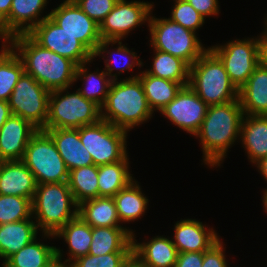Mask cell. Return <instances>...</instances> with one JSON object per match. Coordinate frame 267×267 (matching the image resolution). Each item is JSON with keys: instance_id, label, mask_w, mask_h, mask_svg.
I'll list each match as a JSON object with an SVG mask.
<instances>
[{"instance_id": "obj_24", "label": "cell", "mask_w": 267, "mask_h": 267, "mask_svg": "<svg viewBox=\"0 0 267 267\" xmlns=\"http://www.w3.org/2000/svg\"><path fill=\"white\" fill-rule=\"evenodd\" d=\"M244 115L267 116V68L258 65L239 90Z\"/></svg>"}, {"instance_id": "obj_43", "label": "cell", "mask_w": 267, "mask_h": 267, "mask_svg": "<svg viewBox=\"0 0 267 267\" xmlns=\"http://www.w3.org/2000/svg\"><path fill=\"white\" fill-rule=\"evenodd\" d=\"M203 252L178 253L174 267H202Z\"/></svg>"}, {"instance_id": "obj_31", "label": "cell", "mask_w": 267, "mask_h": 267, "mask_svg": "<svg viewBox=\"0 0 267 267\" xmlns=\"http://www.w3.org/2000/svg\"><path fill=\"white\" fill-rule=\"evenodd\" d=\"M152 68L145 72L154 77L175 81L183 86L189 84L190 66L181 58L159 50H154Z\"/></svg>"}, {"instance_id": "obj_12", "label": "cell", "mask_w": 267, "mask_h": 267, "mask_svg": "<svg viewBox=\"0 0 267 267\" xmlns=\"http://www.w3.org/2000/svg\"><path fill=\"white\" fill-rule=\"evenodd\" d=\"M28 34L42 47L72 60L77 66L95 59L75 36L64 31L50 17L45 18Z\"/></svg>"}, {"instance_id": "obj_8", "label": "cell", "mask_w": 267, "mask_h": 267, "mask_svg": "<svg viewBox=\"0 0 267 267\" xmlns=\"http://www.w3.org/2000/svg\"><path fill=\"white\" fill-rule=\"evenodd\" d=\"M22 161L33 173L37 185L68 182L69 171L45 130L38 129L32 135Z\"/></svg>"}, {"instance_id": "obj_44", "label": "cell", "mask_w": 267, "mask_h": 267, "mask_svg": "<svg viewBox=\"0 0 267 267\" xmlns=\"http://www.w3.org/2000/svg\"><path fill=\"white\" fill-rule=\"evenodd\" d=\"M261 35L257 37L259 65L267 68V30L264 29Z\"/></svg>"}, {"instance_id": "obj_38", "label": "cell", "mask_w": 267, "mask_h": 267, "mask_svg": "<svg viewBox=\"0 0 267 267\" xmlns=\"http://www.w3.org/2000/svg\"><path fill=\"white\" fill-rule=\"evenodd\" d=\"M174 2L175 4L173 5L169 19L197 33L196 30L203 26L206 18L196 11L186 0H174Z\"/></svg>"}, {"instance_id": "obj_18", "label": "cell", "mask_w": 267, "mask_h": 267, "mask_svg": "<svg viewBox=\"0 0 267 267\" xmlns=\"http://www.w3.org/2000/svg\"><path fill=\"white\" fill-rule=\"evenodd\" d=\"M174 231L172 242L178 253L204 252L220 240L215 230L207 229L206 225L196 219L178 221Z\"/></svg>"}, {"instance_id": "obj_26", "label": "cell", "mask_w": 267, "mask_h": 267, "mask_svg": "<svg viewBox=\"0 0 267 267\" xmlns=\"http://www.w3.org/2000/svg\"><path fill=\"white\" fill-rule=\"evenodd\" d=\"M55 238H63L68 244V259L61 262L63 267H68L78 257L88 255L92 242V227L80 216L67 222L56 234ZM68 262V263H67Z\"/></svg>"}, {"instance_id": "obj_49", "label": "cell", "mask_w": 267, "mask_h": 267, "mask_svg": "<svg viewBox=\"0 0 267 267\" xmlns=\"http://www.w3.org/2000/svg\"><path fill=\"white\" fill-rule=\"evenodd\" d=\"M63 254L59 248H56V257L45 267H63L61 264Z\"/></svg>"}, {"instance_id": "obj_46", "label": "cell", "mask_w": 267, "mask_h": 267, "mask_svg": "<svg viewBox=\"0 0 267 267\" xmlns=\"http://www.w3.org/2000/svg\"><path fill=\"white\" fill-rule=\"evenodd\" d=\"M12 115L8 101L0 100V128Z\"/></svg>"}, {"instance_id": "obj_3", "label": "cell", "mask_w": 267, "mask_h": 267, "mask_svg": "<svg viewBox=\"0 0 267 267\" xmlns=\"http://www.w3.org/2000/svg\"><path fill=\"white\" fill-rule=\"evenodd\" d=\"M138 76L136 74L125 80L112 81L106 100L101 106V120L128 132L152 117L154 112Z\"/></svg>"}, {"instance_id": "obj_5", "label": "cell", "mask_w": 267, "mask_h": 267, "mask_svg": "<svg viewBox=\"0 0 267 267\" xmlns=\"http://www.w3.org/2000/svg\"><path fill=\"white\" fill-rule=\"evenodd\" d=\"M188 85L208 106L239 99V90L231 82L223 62L209 47L190 66Z\"/></svg>"}, {"instance_id": "obj_27", "label": "cell", "mask_w": 267, "mask_h": 267, "mask_svg": "<svg viewBox=\"0 0 267 267\" xmlns=\"http://www.w3.org/2000/svg\"><path fill=\"white\" fill-rule=\"evenodd\" d=\"M78 216L91 227H122L113 197H96L81 202Z\"/></svg>"}, {"instance_id": "obj_30", "label": "cell", "mask_w": 267, "mask_h": 267, "mask_svg": "<svg viewBox=\"0 0 267 267\" xmlns=\"http://www.w3.org/2000/svg\"><path fill=\"white\" fill-rule=\"evenodd\" d=\"M138 78L143 85L146 99L153 112L163 109L183 87L181 83L154 77L145 71L139 73Z\"/></svg>"}, {"instance_id": "obj_33", "label": "cell", "mask_w": 267, "mask_h": 267, "mask_svg": "<svg viewBox=\"0 0 267 267\" xmlns=\"http://www.w3.org/2000/svg\"><path fill=\"white\" fill-rule=\"evenodd\" d=\"M90 62L91 61L85 62L77 66L75 82L78 79L83 80L84 83L86 82V84L83 83V85L85 86L82 85V87L84 88H78L77 90L86 99L94 101L101 107L106 100L113 80L106 74L104 70L99 72V70L97 69L96 72L94 71V73H89L86 64L88 65V63Z\"/></svg>"}, {"instance_id": "obj_2", "label": "cell", "mask_w": 267, "mask_h": 267, "mask_svg": "<svg viewBox=\"0 0 267 267\" xmlns=\"http://www.w3.org/2000/svg\"><path fill=\"white\" fill-rule=\"evenodd\" d=\"M244 111L240 100L208 106L206 116L199 131L203 161L209 167L220 166L228 149L240 137Z\"/></svg>"}, {"instance_id": "obj_36", "label": "cell", "mask_w": 267, "mask_h": 267, "mask_svg": "<svg viewBox=\"0 0 267 267\" xmlns=\"http://www.w3.org/2000/svg\"><path fill=\"white\" fill-rule=\"evenodd\" d=\"M116 43H118L117 45H119V46L117 47L116 50H114V49L112 50L115 53V55L118 56L120 60H122V58H123V60H124V58H125V60H126V58H129L128 59L129 61H125V63H123L122 67L119 66V64H118V66L112 65L113 62H117V59H116V57H115L116 61H114L115 59H113V60L110 59V58H112V56L114 57V53L111 52L110 50H107V47L110 44L113 45ZM103 53H107V55H110V56H107V58H109V57L110 58L107 60L105 59V61H104L105 62V70H106L105 72L113 81L118 79L117 74H120V73L127 71V70L131 71L133 69V67H135V65L138 67H140V66L143 67V64H142L143 62L136 55V52L129 50V48H127L125 45H122V42L120 40H101V42L98 45L97 51L94 54V58L97 56L100 57L101 55H104ZM120 64H122V63H120ZM115 69H116V71L118 70V73L112 74L113 70L115 71Z\"/></svg>"}, {"instance_id": "obj_1", "label": "cell", "mask_w": 267, "mask_h": 267, "mask_svg": "<svg viewBox=\"0 0 267 267\" xmlns=\"http://www.w3.org/2000/svg\"><path fill=\"white\" fill-rule=\"evenodd\" d=\"M5 43H9L21 59L24 72L49 91L70 88L74 84L77 65L42 47L28 33L14 35Z\"/></svg>"}, {"instance_id": "obj_9", "label": "cell", "mask_w": 267, "mask_h": 267, "mask_svg": "<svg viewBox=\"0 0 267 267\" xmlns=\"http://www.w3.org/2000/svg\"><path fill=\"white\" fill-rule=\"evenodd\" d=\"M79 137L96 166L119 162L128 154L127 131L104 120L80 127Z\"/></svg>"}, {"instance_id": "obj_47", "label": "cell", "mask_w": 267, "mask_h": 267, "mask_svg": "<svg viewBox=\"0 0 267 267\" xmlns=\"http://www.w3.org/2000/svg\"><path fill=\"white\" fill-rule=\"evenodd\" d=\"M120 267H147L135 254L132 252Z\"/></svg>"}, {"instance_id": "obj_37", "label": "cell", "mask_w": 267, "mask_h": 267, "mask_svg": "<svg viewBox=\"0 0 267 267\" xmlns=\"http://www.w3.org/2000/svg\"><path fill=\"white\" fill-rule=\"evenodd\" d=\"M33 217L31 199L14 195H0V225Z\"/></svg>"}, {"instance_id": "obj_6", "label": "cell", "mask_w": 267, "mask_h": 267, "mask_svg": "<svg viewBox=\"0 0 267 267\" xmlns=\"http://www.w3.org/2000/svg\"><path fill=\"white\" fill-rule=\"evenodd\" d=\"M68 89L50 91L48 117L43 129H77L101 120V107L99 105L86 99L78 90L75 93H70Z\"/></svg>"}, {"instance_id": "obj_21", "label": "cell", "mask_w": 267, "mask_h": 267, "mask_svg": "<svg viewBox=\"0 0 267 267\" xmlns=\"http://www.w3.org/2000/svg\"><path fill=\"white\" fill-rule=\"evenodd\" d=\"M133 234V252L147 267H174L178 251L172 239L156 236L148 242L138 243Z\"/></svg>"}, {"instance_id": "obj_7", "label": "cell", "mask_w": 267, "mask_h": 267, "mask_svg": "<svg viewBox=\"0 0 267 267\" xmlns=\"http://www.w3.org/2000/svg\"><path fill=\"white\" fill-rule=\"evenodd\" d=\"M150 45L159 50L181 58L189 66L194 64L207 50L197 34L169 18H156L150 14Z\"/></svg>"}, {"instance_id": "obj_16", "label": "cell", "mask_w": 267, "mask_h": 267, "mask_svg": "<svg viewBox=\"0 0 267 267\" xmlns=\"http://www.w3.org/2000/svg\"><path fill=\"white\" fill-rule=\"evenodd\" d=\"M47 3V0H12L10 13L2 21V42H6L14 35L29 33L45 18L50 17L48 13L39 18Z\"/></svg>"}, {"instance_id": "obj_11", "label": "cell", "mask_w": 267, "mask_h": 267, "mask_svg": "<svg viewBox=\"0 0 267 267\" xmlns=\"http://www.w3.org/2000/svg\"><path fill=\"white\" fill-rule=\"evenodd\" d=\"M223 62L231 82L238 90L259 65L257 38L236 39L224 45L209 47Z\"/></svg>"}, {"instance_id": "obj_17", "label": "cell", "mask_w": 267, "mask_h": 267, "mask_svg": "<svg viewBox=\"0 0 267 267\" xmlns=\"http://www.w3.org/2000/svg\"><path fill=\"white\" fill-rule=\"evenodd\" d=\"M37 130L29 121L12 114L0 128L2 160H22L27 144Z\"/></svg>"}, {"instance_id": "obj_39", "label": "cell", "mask_w": 267, "mask_h": 267, "mask_svg": "<svg viewBox=\"0 0 267 267\" xmlns=\"http://www.w3.org/2000/svg\"><path fill=\"white\" fill-rule=\"evenodd\" d=\"M132 252H112L106 255H84L68 267H120Z\"/></svg>"}, {"instance_id": "obj_34", "label": "cell", "mask_w": 267, "mask_h": 267, "mask_svg": "<svg viewBox=\"0 0 267 267\" xmlns=\"http://www.w3.org/2000/svg\"><path fill=\"white\" fill-rule=\"evenodd\" d=\"M2 44L0 50V100L8 101L16 83L24 72V66L8 43L3 42Z\"/></svg>"}, {"instance_id": "obj_15", "label": "cell", "mask_w": 267, "mask_h": 267, "mask_svg": "<svg viewBox=\"0 0 267 267\" xmlns=\"http://www.w3.org/2000/svg\"><path fill=\"white\" fill-rule=\"evenodd\" d=\"M207 108L208 105L187 85L160 112L173 125L194 136L202 125Z\"/></svg>"}, {"instance_id": "obj_14", "label": "cell", "mask_w": 267, "mask_h": 267, "mask_svg": "<svg viewBox=\"0 0 267 267\" xmlns=\"http://www.w3.org/2000/svg\"><path fill=\"white\" fill-rule=\"evenodd\" d=\"M50 18L64 31L75 36L93 55L96 53L102 40L99 24L83 12L74 0H65L51 10Z\"/></svg>"}, {"instance_id": "obj_32", "label": "cell", "mask_w": 267, "mask_h": 267, "mask_svg": "<svg viewBox=\"0 0 267 267\" xmlns=\"http://www.w3.org/2000/svg\"><path fill=\"white\" fill-rule=\"evenodd\" d=\"M56 257V247L37 242L31 243L11 255L3 267H45Z\"/></svg>"}, {"instance_id": "obj_25", "label": "cell", "mask_w": 267, "mask_h": 267, "mask_svg": "<svg viewBox=\"0 0 267 267\" xmlns=\"http://www.w3.org/2000/svg\"><path fill=\"white\" fill-rule=\"evenodd\" d=\"M35 223L30 218L0 225V258L4 259L3 263L37 238L39 229Z\"/></svg>"}, {"instance_id": "obj_45", "label": "cell", "mask_w": 267, "mask_h": 267, "mask_svg": "<svg viewBox=\"0 0 267 267\" xmlns=\"http://www.w3.org/2000/svg\"><path fill=\"white\" fill-rule=\"evenodd\" d=\"M12 0H0V38L2 21L9 15Z\"/></svg>"}, {"instance_id": "obj_29", "label": "cell", "mask_w": 267, "mask_h": 267, "mask_svg": "<svg viewBox=\"0 0 267 267\" xmlns=\"http://www.w3.org/2000/svg\"><path fill=\"white\" fill-rule=\"evenodd\" d=\"M144 195L137 181L133 180L113 197L120 223L134 222L145 214L149 200Z\"/></svg>"}, {"instance_id": "obj_23", "label": "cell", "mask_w": 267, "mask_h": 267, "mask_svg": "<svg viewBox=\"0 0 267 267\" xmlns=\"http://www.w3.org/2000/svg\"><path fill=\"white\" fill-rule=\"evenodd\" d=\"M134 231L126 227H92L90 255L133 252Z\"/></svg>"}, {"instance_id": "obj_13", "label": "cell", "mask_w": 267, "mask_h": 267, "mask_svg": "<svg viewBox=\"0 0 267 267\" xmlns=\"http://www.w3.org/2000/svg\"><path fill=\"white\" fill-rule=\"evenodd\" d=\"M153 4L141 1L118 0L112 11L99 25L102 40H122L137 26L149 22Z\"/></svg>"}, {"instance_id": "obj_41", "label": "cell", "mask_w": 267, "mask_h": 267, "mask_svg": "<svg viewBox=\"0 0 267 267\" xmlns=\"http://www.w3.org/2000/svg\"><path fill=\"white\" fill-rule=\"evenodd\" d=\"M224 249L223 241L219 240L210 249L204 251L202 267H228Z\"/></svg>"}, {"instance_id": "obj_28", "label": "cell", "mask_w": 267, "mask_h": 267, "mask_svg": "<svg viewBox=\"0 0 267 267\" xmlns=\"http://www.w3.org/2000/svg\"><path fill=\"white\" fill-rule=\"evenodd\" d=\"M128 160L127 155L119 162L98 166L99 197H114L134 180Z\"/></svg>"}, {"instance_id": "obj_22", "label": "cell", "mask_w": 267, "mask_h": 267, "mask_svg": "<svg viewBox=\"0 0 267 267\" xmlns=\"http://www.w3.org/2000/svg\"><path fill=\"white\" fill-rule=\"evenodd\" d=\"M252 164L267 157V116L245 115L240 138Z\"/></svg>"}, {"instance_id": "obj_4", "label": "cell", "mask_w": 267, "mask_h": 267, "mask_svg": "<svg viewBox=\"0 0 267 267\" xmlns=\"http://www.w3.org/2000/svg\"><path fill=\"white\" fill-rule=\"evenodd\" d=\"M32 215L42 235L55 238L54 234L78 215V204L68 182L37 185L32 200Z\"/></svg>"}, {"instance_id": "obj_35", "label": "cell", "mask_w": 267, "mask_h": 267, "mask_svg": "<svg viewBox=\"0 0 267 267\" xmlns=\"http://www.w3.org/2000/svg\"><path fill=\"white\" fill-rule=\"evenodd\" d=\"M69 188L75 202L99 197L98 166L90 165L69 171Z\"/></svg>"}, {"instance_id": "obj_20", "label": "cell", "mask_w": 267, "mask_h": 267, "mask_svg": "<svg viewBox=\"0 0 267 267\" xmlns=\"http://www.w3.org/2000/svg\"><path fill=\"white\" fill-rule=\"evenodd\" d=\"M37 183L22 160L0 164V195H14L33 200Z\"/></svg>"}, {"instance_id": "obj_42", "label": "cell", "mask_w": 267, "mask_h": 267, "mask_svg": "<svg viewBox=\"0 0 267 267\" xmlns=\"http://www.w3.org/2000/svg\"><path fill=\"white\" fill-rule=\"evenodd\" d=\"M204 18L219 14L218 0H186Z\"/></svg>"}, {"instance_id": "obj_50", "label": "cell", "mask_w": 267, "mask_h": 267, "mask_svg": "<svg viewBox=\"0 0 267 267\" xmlns=\"http://www.w3.org/2000/svg\"><path fill=\"white\" fill-rule=\"evenodd\" d=\"M264 195L262 196L263 199H262V202H263V207H264V210L265 212L267 213V189L264 190Z\"/></svg>"}, {"instance_id": "obj_40", "label": "cell", "mask_w": 267, "mask_h": 267, "mask_svg": "<svg viewBox=\"0 0 267 267\" xmlns=\"http://www.w3.org/2000/svg\"><path fill=\"white\" fill-rule=\"evenodd\" d=\"M91 19L99 25L112 11L118 0H74Z\"/></svg>"}, {"instance_id": "obj_48", "label": "cell", "mask_w": 267, "mask_h": 267, "mask_svg": "<svg viewBox=\"0 0 267 267\" xmlns=\"http://www.w3.org/2000/svg\"><path fill=\"white\" fill-rule=\"evenodd\" d=\"M255 165L260 171V174L262 177H264V180L267 182V157L261 159L259 162H257Z\"/></svg>"}, {"instance_id": "obj_10", "label": "cell", "mask_w": 267, "mask_h": 267, "mask_svg": "<svg viewBox=\"0 0 267 267\" xmlns=\"http://www.w3.org/2000/svg\"><path fill=\"white\" fill-rule=\"evenodd\" d=\"M50 91L23 72L8 100L11 113L43 129L48 117Z\"/></svg>"}, {"instance_id": "obj_19", "label": "cell", "mask_w": 267, "mask_h": 267, "mask_svg": "<svg viewBox=\"0 0 267 267\" xmlns=\"http://www.w3.org/2000/svg\"><path fill=\"white\" fill-rule=\"evenodd\" d=\"M52 138L68 171L94 165L92 156L81 143L79 128L42 129Z\"/></svg>"}, {"instance_id": "obj_51", "label": "cell", "mask_w": 267, "mask_h": 267, "mask_svg": "<svg viewBox=\"0 0 267 267\" xmlns=\"http://www.w3.org/2000/svg\"><path fill=\"white\" fill-rule=\"evenodd\" d=\"M266 21H264L265 23V29L267 30V17L265 18Z\"/></svg>"}]
</instances>
